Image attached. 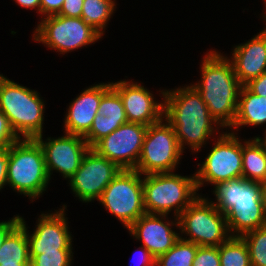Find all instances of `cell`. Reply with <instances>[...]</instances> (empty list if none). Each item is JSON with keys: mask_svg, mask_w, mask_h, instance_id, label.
<instances>
[{"mask_svg": "<svg viewBox=\"0 0 266 266\" xmlns=\"http://www.w3.org/2000/svg\"><path fill=\"white\" fill-rule=\"evenodd\" d=\"M98 113L110 121H128L122 99L112 86L102 95Z\"/></svg>", "mask_w": 266, "mask_h": 266, "instance_id": "4316f807", "label": "cell"}, {"mask_svg": "<svg viewBox=\"0 0 266 266\" xmlns=\"http://www.w3.org/2000/svg\"><path fill=\"white\" fill-rule=\"evenodd\" d=\"M200 81L193 86L200 93L209 113L221 127H232L237 114L238 96L241 88L228 59L216 51L203 58Z\"/></svg>", "mask_w": 266, "mask_h": 266, "instance_id": "7a4b0ae2", "label": "cell"}, {"mask_svg": "<svg viewBox=\"0 0 266 266\" xmlns=\"http://www.w3.org/2000/svg\"><path fill=\"white\" fill-rule=\"evenodd\" d=\"M266 123V97L257 96L250 92L245 86H241L237 114L232 128L243 125L257 126Z\"/></svg>", "mask_w": 266, "mask_h": 266, "instance_id": "ffe728a7", "label": "cell"}, {"mask_svg": "<svg viewBox=\"0 0 266 266\" xmlns=\"http://www.w3.org/2000/svg\"><path fill=\"white\" fill-rule=\"evenodd\" d=\"M147 127L127 122L99 140L92 149L114 162L120 169H135Z\"/></svg>", "mask_w": 266, "mask_h": 266, "instance_id": "4fadbf2b", "label": "cell"}, {"mask_svg": "<svg viewBox=\"0 0 266 266\" xmlns=\"http://www.w3.org/2000/svg\"><path fill=\"white\" fill-rule=\"evenodd\" d=\"M115 6L113 0H84L81 18L103 35L102 30L110 20Z\"/></svg>", "mask_w": 266, "mask_h": 266, "instance_id": "603a6c76", "label": "cell"}, {"mask_svg": "<svg viewBox=\"0 0 266 266\" xmlns=\"http://www.w3.org/2000/svg\"><path fill=\"white\" fill-rule=\"evenodd\" d=\"M84 0H64L63 7L58 15L66 17H81Z\"/></svg>", "mask_w": 266, "mask_h": 266, "instance_id": "1f68e13d", "label": "cell"}, {"mask_svg": "<svg viewBox=\"0 0 266 266\" xmlns=\"http://www.w3.org/2000/svg\"><path fill=\"white\" fill-rule=\"evenodd\" d=\"M161 217V218H160ZM167 215L145 213L138 218L129 228L130 234L143 241V245L152 256L157 259L171 249L180 238L179 234L170 227H179L178 219L175 222H167ZM165 220V222H164Z\"/></svg>", "mask_w": 266, "mask_h": 266, "instance_id": "e0dca14e", "label": "cell"}, {"mask_svg": "<svg viewBox=\"0 0 266 266\" xmlns=\"http://www.w3.org/2000/svg\"><path fill=\"white\" fill-rule=\"evenodd\" d=\"M194 176L173 172L148 174L143 179L145 212L168 215L174 208L176 219L199 196ZM197 194V195H196Z\"/></svg>", "mask_w": 266, "mask_h": 266, "instance_id": "8992f818", "label": "cell"}, {"mask_svg": "<svg viewBox=\"0 0 266 266\" xmlns=\"http://www.w3.org/2000/svg\"><path fill=\"white\" fill-rule=\"evenodd\" d=\"M20 219L21 217L17 215L7 222H0V247L2 246L7 235L20 223Z\"/></svg>", "mask_w": 266, "mask_h": 266, "instance_id": "e575fe53", "label": "cell"}, {"mask_svg": "<svg viewBox=\"0 0 266 266\" xmlns=\"http://www.w3.org/2000/svg\"><path fill=\"white\" fill-rule=\"evenodd\" d=\"M260 143L264 146L265 148V151H266V132H265V136H264V139H262L261 137H256Z\"/></svg>", "mask_w": 266, "mask_h": 266, "instance_id": "ab89813d", "label": "cell"}, {"mask_svg": "<svg viewBox=\"0 0 266 266\" xmlns=\"http://www.w3.org/2000/svg\"><path fill=\"white\" fill-rule=\"evenodd\" d=\"M8 148L0 149V190L7 184Z\"/></svg>", "mask_w": 266, "mask_h": 266, "instance_id": "d590c367", "label": "cell"}, {"mask_svg": "<svg viewBox=\"0 0 266 266\" xmlns=\"http://www.w3.org/2000/svg\"><path fill=\"white\" fill-rule=\"evenodd\" d=\"M261 202L263 204V209L266 215V180L261 182Z\"/></svg>", "mask_w": 266, "mask_h": 266, "instance_id": "f35d334b", "label": "cell"}, {"mask_svg": "<svg viewBox=\"0 0 266 266\" xmlns=\"http://www.w3.org/2000/svg\"><path fill=\"white\" fill-rule=\"evenodd\" d=\"M64 0H40V13L42 15H58L63 7Z\"/></svg>", "mask_w": 266, "mask_h": 266, "instance_id": "d6a6232c", "label": "cell"}, {"mask_svg": "<svg viewBox=\"0 0 266 266\" xmlns=\"http://www.w3.org/2000/svg\"><path fill=\"white\" fill-rule=\"evenodd\" d=\"M192 266H220L219 246H198Z\"/></svg>", "mask_w": 266, "mask_h": 266, "instance_id": "f546056e", "label": "cell"}, {"mask_svg": "<svg viewBox=\"0 0 266 266\" xmlns=\"http://www.w3.org/2000/svg\"><path fill=\"white\" fill-rule=\"evenodd\" d=\"M50 179L36 139H19L8 148L7 184L12 189L34 200L46 191Z\"/></svg>", "mask_w": 266, "mask_h": 266, "instance_id": "277c9868", "label": "cell"}, {"mask_svg": "<svg viewBox=\"0 0 266 266\" xmlns=\"http://www.w3.org/2000/svg\"><path fill=\"white\" fill-rule=\"evenodd\" d=\"M139 248L140 249L142 248L141 249V253H140V257H141V262L142 263L139 261L141 263L140 265H142V266H155L156 259L152 256V254L144 246H142V245Z\"/></svg>", "mask_w": 266, "mask_h": 266, "instance_id": "8d00e7d4", "label": "cell"}, {"mask_svg": "<svg viewBox=\"0 0 266 266\" xmlns=\"http://www.w3.org/2000/svg\"><path fill=\"white\" fill-rule=\"evenodd\" d=\"M121 169L94 149L84 155L79 169L69 179V184L76 197L83 202L98 200L106 186Z\"/></svg>", "mask_w": 266, "mask_h": 266, "instance_id": "7c38bea8", "label": "cell"}, {"mask_svg": "<svg viewBox=\"0 0 266 266\" xmlns=\"http://www.w3.org/2000/svg\"><path fill=\"white\" fill-rule=\"evenodd\" d=\"M163 119L147 127L139 161L135 168L140 174L169 173L179 164L181 150L174 129Z\"/></svg>", "mask_w": 266, "mask_h": 266, "instance_id": "9c48e42d", "label": "cell"}, {"mask_svg": "<svg viewBox=\"0 0 266 266\" xmlns=\"http://www.w3.org/2000/svg\"><path fill=\"white\" fill-rule=\"evenodd\" d=\"M119 93L128 122L145 126L155 124L164 117V103L153 100V94L137 82L120 80L111 83Z\"/></svg>", "mask_w": 266, "mask_h": 266, "instance_id": "2e32d148", "label": "cell"}, {"mask_svg": "<svg viewBox=\"0 0 266 266\" xmlns=\"http://www.w3.org/2000/svg\"><path fill=\"white\" fill-rule=\"evenodd\" d=\"M244 86L255 95L266 97V72L250 80Z\"/></svg>", "mask_w": 266, "mask_h": 266, "instance_id": "836d02e7", "label": "cell"}, {"mask_svg": "<svg viewBox=\"0 0 266 266\" xmlns=\"http://www.w3.org/2000/svg\"><path fill=\"white\" fill-rule=\"evenodd\" d=\"M216 208L225 214L230 235L245 233L266 226V215L261 202V183L242 176L215 184L213 191ZM236 233V235H235Z\"/></svg>", "mask_w": 266, "mask_h": 266, "instance_id": "3957f363", "label": "cell"}, {"mask_svg": "<svg viewBox=\"0 0 266 266\" xmlns=\"http://www.w3.org/2000/svg\"><path fill=\"white\" fill-rule=\"evenodd\" d=\"M0 266H30V264H0Z\"/></svg>", "mask_w": 266, "mask_h": 266, "instance_id": "60d3db41", "label": "cell"}, {"mask_svg": "<svg viewBox=\"0 0 266 266\" xmlns=\"http://www.w3.org/2000/svg\"><path fill=\"white\" fill-rule=\"evenodd\" d=\"M264 3H265V5H266V0L264 1ZM266 7V6H265ZM264 18H265V20H266V15L265 16H263Z\"/></svg>", "mask_w": 266, "mask_h": 266, "instance_id": "b9f144b4", "label": "cell"}, {"mask_svg": "<svg viewBox=\"0 0 266 266\" xmlns=\"http://www.w3.org/2000/svg\"><path fill=\"white\" fill-rule=\"evenodd\" d=\"M101 36L81 17L52 15L41 19L33 39L63 54L92 44Z\"/></svg>", "mask_w": 266, "mask_h": 266, "instance_id": "30bf717a", "label": "cell"}, {"mask_svg": "<svg viewBox=\"0 0 266 266\" xmlns=\"http://www.w3.org/2000/svg\"><path fill=\"white\" fill-rule=\"evenodd\" d=\"M128 121H110L106 116L97 114L90 130L83 136L89 147L92 148L99 140L108 136L114 130Z\"/></svg>", "mask_w": 266, "mask_h": 266, "instance_id": "83f0119b", "label": "cell"}, {"mask_svg": "<svg viewBox=\"0 0 266 266\" xmlns=\"http://www.w3.org/2000/svg\"><path fill=\"white\" fill-rule=\"evenodd\" d=\"M178 222L181 233L189 235L188 239L180 238L198 246L218 247L232 236L225 214L200 196L178 216Z\"/></svg>", "mask_w": 266, "mask_h": 266, "instance_id": "52a82bcc", "label": "cell"}, {"mask_svg": "<svg viewBox=\"0 0 266 266\" xmlns=\"http://www.w3.org/2000/svg\"><path fill=\"white\" fill-rule=\"evenodd\" d=\"M141 175L135 169H121L98 199L127 229L146 213Z\"/></svg>", "mask_w": 266, "mask_h": 266, "instance_id": "ba28073f", "label": "cell"}, {"mask_svg": "<svg viewBox=\"0 0 266 266\" xmlns=\"http://www.w3.org/2000/svg\"><path fill=\"white\" fill-rule=\"evenodd\" d=\"M195 172L197 190L208 182L217 184L242 176V143L234 132L223 133L217 139L205 161Z\"/></svg>", "mask_w": 266, "mask_h": 266, "instance_id": "8fae6325", "label": "cell"}, {"mask_svg": "<svg viewBox=\"0 0 266 266\" xmlns=\"http://www.w3.org/2000/svg\"><path fill=\"white\" fill-rule=\"evenodd\" d=\"M42 136L35 139L43 149L49 178L52 171L57 170L63 178L70 179L79 169L84 155L89 150L88 143L83 136L69 133L56 139L47 138L46 141H43Z\"/></svg>", "mask_w": 266, "mask_h": 266, "instance_id": "5bb4252c", "label": "cell"}, {"mask_svg": "<svg viewBox=\"0 0 266 266\" xmlns=\"http://www.w3.org/2000/svg\"><path fill=\"white\" fill-rule=\"evenodd\" d=\"M247 244L251 266H266V226L241 236Z\"/></svg>", "mask_w": 266, "mask_h": 266, "instance_id": "484cf974", "label": "cell"}, {"mask_svg": "<svg viewBox=\"0 0 266 266\" xmlns=\"http://www.w3.org/2000/svg\"><path fill=\"white\" fill-rule=\"evenodd\" d=\"M0 264H30L26 224L22 217L0 247Z\"/></svg>", "mask_w": 266, "mask_h": 266, "instance_id": "44dd1931", "label": "cell"}, {"mask_svg": "<svg viewBox=\"0 0 266 266\" xmlns=\"http://www.w3.org/2000/svg\"><path fill=\"white\" fill-rule=\"evenodd\" d=\"M65 209L66 205L55 213L41 214L36 229L31 235L26 228L30 260L43 252H59L61 249L73 248Z\"/></svg>", "mask_w": 266, "mask_h": 266, "instance_id": "9a60e30c", "label": "cell"}, {"mask_svg": "<svg viewBox=\"0 0 266 266\" xmlns=\"http://www.w3.org/2000/svg\"><path fill=\"white\" fill-rule=\"evenodd\" d=\"M220 266H251L249 250L241 236H231L219 245Z\"/></svg>", "mask_w": 266, "mask_h": 266, "instance_id": "cb8c5ba5", "label": "cell"}, {"mask_svg": "<svg viewBox=\"0 0 266 266\" xmlns=\"http://www.w3.org/2000/svg\"><path fill=\"white\" fill-rule=\"evenodd\" d=\"M232 58L234 73L242 86L266 72V28L251 40L236 46Z\"/></svg>", "mask_w": 266, "mask_h": 266, "instance_id": "d6986e66", "label": "cell"}, {"mask_svg": "<svg viewBox=\"0 0 266 266\" xmlns=\"http://www.w3.org/2000/svg\"><path fill=\"white\" fill-rule=\"evenodd\" d=\"M110 87L111 83L96 84L85 89L71 102L64 119L65 133L84 136L90 130L98 114L102 95Z\"/></svg>", "mask_w": 266, "mask_h": 266, "instance_id": "ac0fdd59", "label": "cell"}, {"mask_svg": "<svg viewBox=\"0 0 266 266\" xmlns=\"http://www.w3.org/2000/svg\"><path fill=\"white\" fill-rule=\"evenodd\" d=\"M164 99V118L172 128L181 150L189 145L198 152L206 140L215 132L218 124L211 116L200 93L192 85L161 91Z\"/></svg>", "mask_w": 266, "mask_h": 266, "instance_id": "6da1fadb", "label": "cell"}, {"mask_svg": "<svg viewBox=\"0 0 266 266\" xmlns=\"http://www.w3.org/2000/svg\"><path fill=\"white\" fill-rule=\"evenodd\" d=\"M20 138L13 131L8 117L0 110V149L9 148Z\"/></svg>", "mask_w": 266, "mask_h": 266, "instance_id": "4dcf8cb0", "label": "cell"}, {"mask_svg": "<svg viewBox=\"0 0 266 266\" xmlns=\"http://www.w3.org/2000/svg\"><path fill=\"white\" fill-rule=\"evenodd\" d=\"M18 5L23 8H37L40 13V0H14Z\"/></svg>", "mask_w": 266, "mask_h": 266, "instance_id": "74e56055", "label": "cell"}, {"mask_svg": "<svg viewBox=\"0 0 266 266\" xmlns=\"http://www.w3.org/2000/svg\"><path fill=\"white\" fill-rule=\"evenodd\" d=\"M242 177L258 183L266 180V151L257 138L242 144Z\"/></svg>", "mask_w": 266, "mask_h": 266, "instance_id": "7402d4cb", "label": "cell"}, {"mask_svg": "<svg viewBox=\"0 0 266 266\" xmlns=\"http://www.w3.org/2000/svg\"><path fill=\"white\" fill-rule=\"evenodd\" d=\"M45 104L38 92L0 77V110L19 138L35 139L43 133ZM22 134L23 136L20 137Z\"/></svg>", "mask_w": 266, "mask_h": 266, "instance_id": "5b68a950", "label": "cell"}, {"mask_svg": "<svg viewBox=\"0 0 266 266\" xmlns=\"http://www.w3.org/2000/svg\"><path fill=\"white\" fill-rule=\"evenodd\" d=\"M198 245L179 238L174 246L159 256L155 266H192Z\"/></svg>", "mask_w": 266, "mask_h": 266, "instance_id": "d4e9b609", "label": "cell"}, {"mask_svg": "<svg viewBox=\"0 0 266 266\" xmlns=\"http://www.w3.org/2000/svg\"><path fill=\"white\" fill-rule=\"evenodd\" d=\"M72 249L59 252H43L30 260V266H70L73 260Z\"/></svg>", "mask_w": 266, "mask_h": 266, "instance_id": "f1b7e54d", "label": "cell"}]
</instances>
